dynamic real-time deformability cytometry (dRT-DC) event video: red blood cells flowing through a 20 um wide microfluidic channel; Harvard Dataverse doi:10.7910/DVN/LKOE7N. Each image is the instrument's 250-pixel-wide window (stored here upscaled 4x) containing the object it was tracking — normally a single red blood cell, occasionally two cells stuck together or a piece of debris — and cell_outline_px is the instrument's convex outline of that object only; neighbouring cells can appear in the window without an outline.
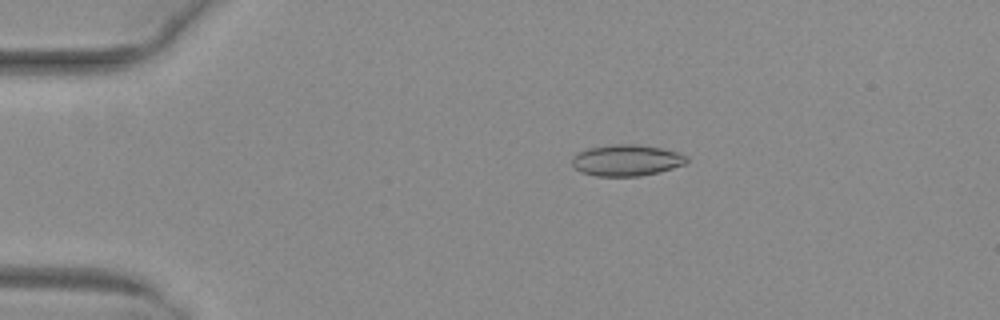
{"species": "common noctule bat (a hibernating species)", "species_latin": "Nyctalus noctula", "temperature_condition": "warm", "stored_images_in_passage": 41, "camera_frame_rate_fps": 3000, "um_per_image_px": 0.085, "animal": {"sex": "female", "body_mass_g": 29.2, "forearm_length_mm": 56.3}, "frame": {"image": 1, "passage_image": 10, "time_ms": 3.0, "image_size_px": [1000, 320], "cell_outline_px": [[688, 160], [684, 164], [672, 168], [640, 176], [596, 176], [580, 172], [572, 164], [572, 156], [576, 152], [588, 148], [612, 144], [636, 144], [660, 148], [676, 152], [688, 156]], "centroid_in_image_um": [53.2, 13.62], "position_along_channel_um": 31.8, "area_um2": 20.87}}
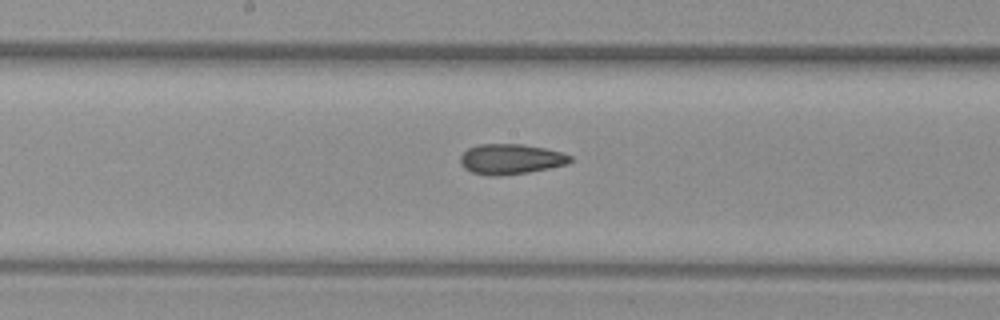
{"frame": {"image": 2, "passage_image": 27, "time_ms": 8.667, "image_size_px": [1000, 320], "cell_outline_px": [[572, 160], [568, 164], [528, 172], [500, 176], [492, 176], [472, 172], [464, 168], [460, 164], [460, 156], [468, 148], [476, 144], [520, 144], [544, 148], [564, 152], [572, 156]], "centroid_in_image_um": [43.41, 13.52], "position_along_channel_um": 204.8, "area_um2": 19.48}}
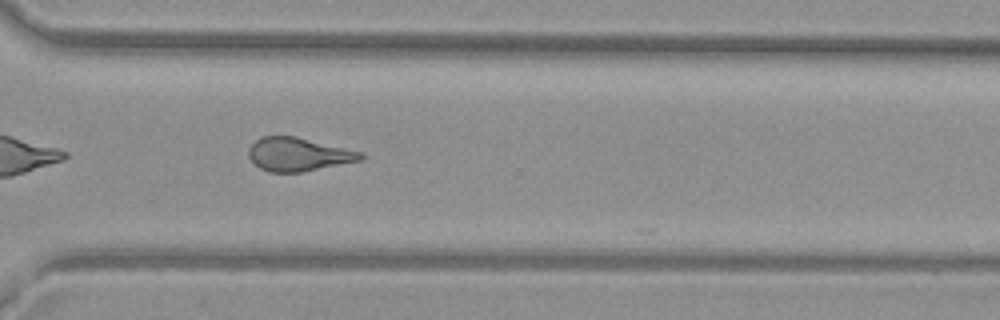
{"frame": {"image": 3, "passage_image": 38, "time_ms": 12.333, "image_size_px": [1000, 320], "cell_outline_px": [[364, 156], [360, 160], [300, 172], [268, 172], [260, 168], [248, 156], [248, 148], [260, 136], [296, 136], [364, 152]], "centroid_in_image_um": [25.34, 13.1], "position_along_channel_um": 345.3, "area_um2": 21.73}}